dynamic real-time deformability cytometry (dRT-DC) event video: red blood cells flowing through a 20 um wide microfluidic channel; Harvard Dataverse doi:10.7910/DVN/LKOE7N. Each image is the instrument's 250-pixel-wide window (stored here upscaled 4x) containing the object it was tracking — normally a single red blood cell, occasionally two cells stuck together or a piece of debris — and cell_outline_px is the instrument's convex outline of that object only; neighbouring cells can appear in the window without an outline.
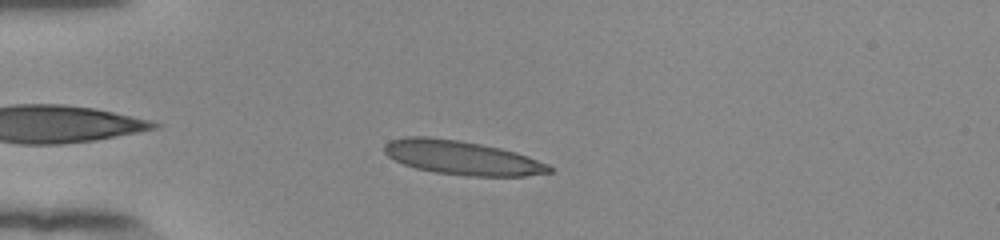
{"species": "human", "species_latin": "Homo sapiens", "temperature_condition": "room temperature", "stored_images_in_passage": 44, "camera_frame_rate_fps": 3000, "um_per_image_px": 0.085, "donor": {"sex": "female"}, "frame": {"image": 1, "passage_image": 5, "time_ms": 1.333, "image_size_px": [1000, 240], "cell_outline_px": [[552, 172], [524, 176], [468, 176], [432, 172], [416, 168], [404, 164], [388, 156], [384, 152], [384, 144], [388, 140], [404, 136], [428, 136], [460, 140], [500, 148], [516, 152], [528, 156], [548, 164], [552, 168]], "centroid_in_image_um": [39.24, 13.4], "position_along_channel_um": 45.8, "area_um2": 32.89}}
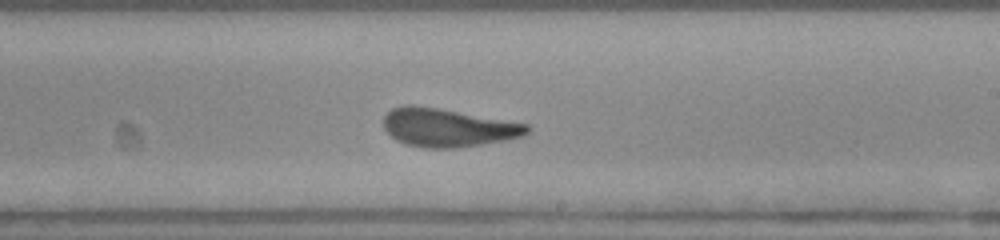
{"frame": {"image": 2, "passage_image": 23, "time_ms": 7.333, "image_size_px": [1000, 240], "cell_outline_px": [[532, 128], [524, 136], [508, 140], [456, 148], [424, 148], [404, 144], [396, 140], [384, 128], [384, 116], [392, 108], [404, 104], [412, 104], [440, 108], [528, 124]], "centroid_in_image_um": [38.07, 10.84], "position_along_channel_um": 250.9, "area_um2": 32.31}}
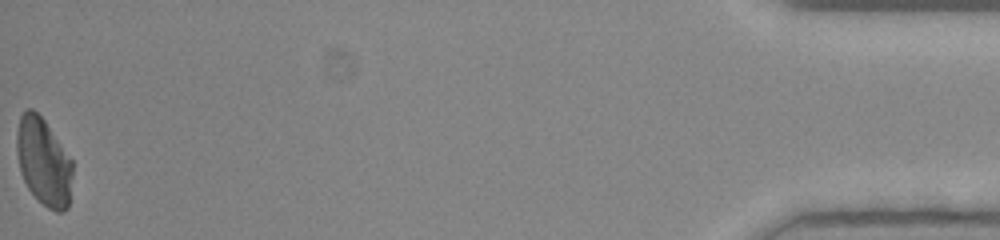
{"frame": {"image": 3, "passage_image": 44, "time_ms": 14.333, "image_size_px": [1000, 240], "cell_outline_px": [[72, 176], [68, 208], [64, 212], [56, 212], [48, 208], [28, 188], [20, 172], [16, 152], [16, 132], [20, 116], [24, 108], [32, 108], [44, 120], [72, 160]], "centroid_in_image_um": [3.69, 13.74], "position_along_channel_um": 431.5, "area_um2": 28.44}, "authors_computed_cell_mechanics": {"area_um2": 31.7033, "velocity_mm_per_s": 3.8757, "shape_relaxation_time_tau1_ms": 3.4214, "shape_relaxation_time_tau2_ms": 0.8372, "deformation_change_tau1": 0.1892, "deformation_change_tau2": 0.1057}}